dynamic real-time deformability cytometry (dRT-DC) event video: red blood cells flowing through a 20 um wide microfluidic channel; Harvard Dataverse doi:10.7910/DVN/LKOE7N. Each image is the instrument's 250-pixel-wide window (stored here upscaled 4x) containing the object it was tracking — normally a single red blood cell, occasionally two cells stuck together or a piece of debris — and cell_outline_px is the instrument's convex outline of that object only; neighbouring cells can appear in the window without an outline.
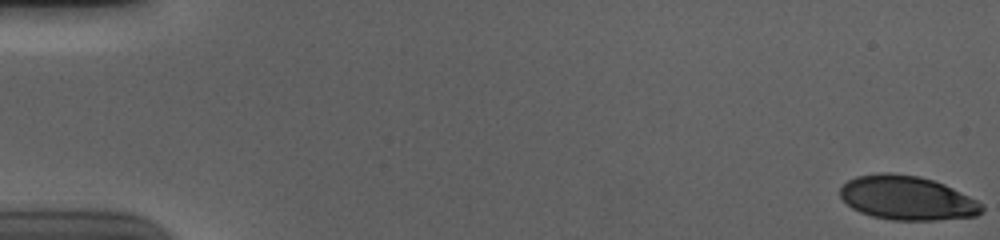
{"species": "human", "species_latin": "Homo sapiens", "temperature_condition": "cold", "stored_images_in_passage": 57, "camera_frame_rate_fps": 3000, "um_per_image_px": 0.085, "donor": {"sex": "male"}, "frame": {"image": 1, "passage_image": 1, "time_ms": 0.0, "image_size_px": [1000, 240], "cell_outline_px": [[984, 212], [976, 216], [936, 220], [892, 220], [872, 216], [860, 212], [852, 208], [840, 196], [840, 188], [848, 180], [856, 176], [884, 172], [888, 172], [920, 176], [944, 184], [984, 204]], "centroid_in_image_um": [77.11, 16.83], "position_along_channel_um": 7.9, "area_um2": 36.41}}
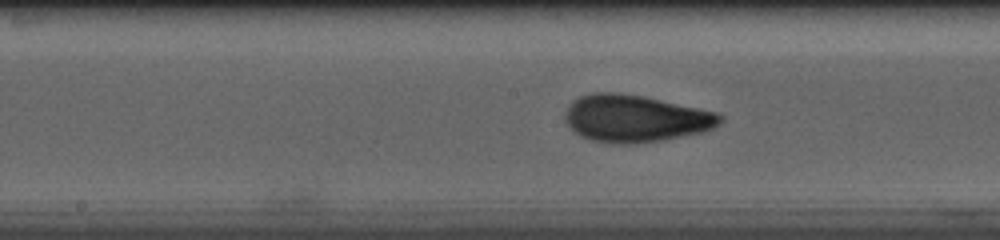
{"frame": {"image": 2, "passage_image": 30, "time_ms": 9.667, "image_size_px": [1000, 240], "cell_outline_px": [[724, 120], [720, 124], [704, 132], [660, 140], [636, 144], [608, 144], [592, 140], [580, 136], [564, 120], [564, 112], [568, 104], [572, 100], [580, 96], [592, 92], [616, 92], [644, 96], [720, 112], [724, 116]], "centroid_in_image_um": [54.02, 10.06], "position_along_channel_um": 194.2, "area_um2": 43.23}}
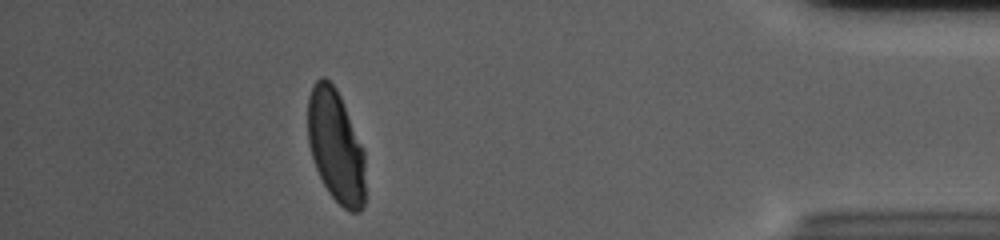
{"frame": {"image": 3, "passage_image": 51, "time_ms": 16.667, "image_size_px": [1000, 240], "cell_outline_px": [[364, 208], [360, 212], [348, 212], [328, 192], [316, 168], [308, 144], [308, 96], [316, 80], [320, 76], [324, 76], [336, 88], [340, 96], [364, 148]], "centroid_in_image_um": [28.55, 12.43], "position_along_channel_um": 406.7, "area_um2": 37.8}, "authors_computed_cell_mechanics": {"area_um2": 39.4196, "velocity_mm_per_s": 3.6882, "shape_relaxation_time_tau1_ms": 4.8507, "shape_relaxation_time_tau2_ms": 0.7743, "deformation_change_tau1": 0.1801, "deformation_change_tau2": 0.0554}}